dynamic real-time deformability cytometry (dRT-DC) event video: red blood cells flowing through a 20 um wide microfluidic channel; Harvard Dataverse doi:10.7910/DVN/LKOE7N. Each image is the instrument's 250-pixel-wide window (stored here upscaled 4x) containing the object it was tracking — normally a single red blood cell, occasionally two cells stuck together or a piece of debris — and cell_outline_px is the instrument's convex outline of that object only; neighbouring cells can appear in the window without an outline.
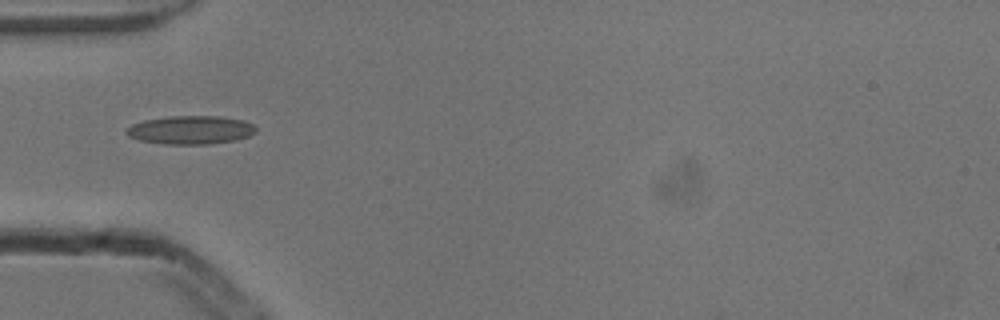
{"species": "common noctule bat (a hibernating species)", "species_latin": "Nyctalus noctula", "temperature_condition": "cold", "stored_images_in_passage": 1, "camera_frame_rate_fps": 3000, "um_per_image_px": 0.085, "animal": {"sex": "male", "body_mass_g": 13.3}, "frame": {"image": 1, "passage_image": 1, "time_ms": 0.0, "image_size_px": [1000, 320], "cell_outline_px": [[256, 132], [248, 136], [232, 140], [208, 144], [164, 144], [140, 140], [128, 136], [124, 132], [132, 124], [144, 120], [168, 116], [220, 116], [244, 120], [252, 124], [256, 128]], "centroid_in_image_um": [16.18, 11.04], "position_along_channel_um": 68.8, "area_um2": 21.39}}